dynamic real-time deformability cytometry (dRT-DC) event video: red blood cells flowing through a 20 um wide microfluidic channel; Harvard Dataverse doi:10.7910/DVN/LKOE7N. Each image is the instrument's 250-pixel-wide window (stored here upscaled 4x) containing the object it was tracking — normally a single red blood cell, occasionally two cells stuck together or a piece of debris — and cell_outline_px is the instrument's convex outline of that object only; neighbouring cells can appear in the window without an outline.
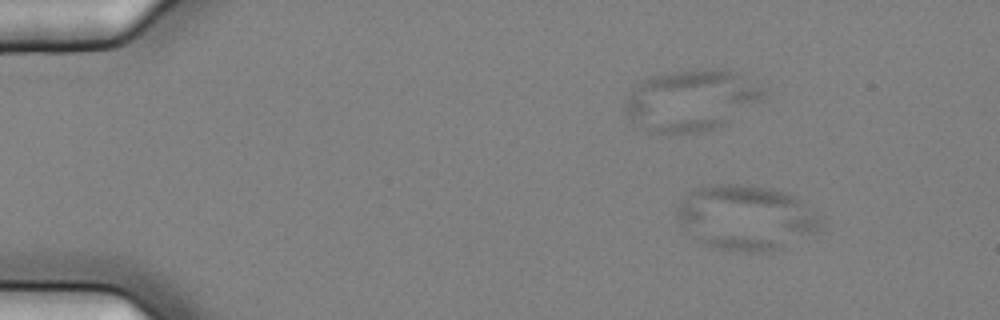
{"species": "common noctule bat (a hibernating species)", "species_latin": "Nyctalus noctula", "temperature_condition": "cold", "stored_images_in_passage": 5, "camera_frame_rate_fps": 3000, "um_per_image_px": 0.085, "animal": {"sex": "female", "body_mass_g": 25.1}, "frame": {"image": 1, "passage_image": 4, "time_ms": 1.0, "image_size_px": [1000, 320], "cell_outline_px": [[820, 228], [772, 252], [748, 252], [720, 248], [704, 244], [692, 236], [680, 224], [676, 212], [676, 208], [696, 188], [712, 184], [736, 184], [772, 188], [796, 196], [820, 220]], "centroid_in_image_um": [63.36, 18.49], "position_along_channel_um": 21.6, "area_um2": 53.23}}